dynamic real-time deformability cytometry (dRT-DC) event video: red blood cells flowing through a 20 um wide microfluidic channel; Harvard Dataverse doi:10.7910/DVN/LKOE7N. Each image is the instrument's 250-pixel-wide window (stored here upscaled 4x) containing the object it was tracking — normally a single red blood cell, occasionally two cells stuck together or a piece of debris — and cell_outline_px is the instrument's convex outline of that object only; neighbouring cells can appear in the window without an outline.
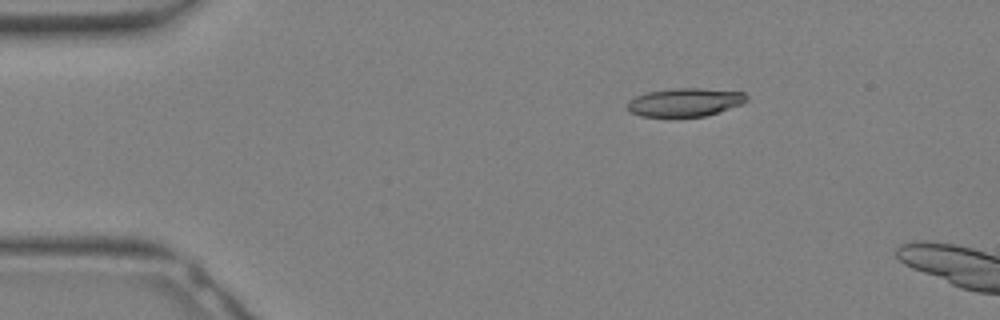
{"species": "Egyptian fruit bat (a non-hibernating species)", "species_latin": "Rousettus aegyptiacus", "temperature_condition": "warm", "stored_images_in_passage": 13, "camera_frame_rate_fps": 3000, "um_per_image_px": 0.085, "animal": {"sex": "female"}, "frame": {"image": 1, "passage_image": 1, "time_ms": 0.0, "image_size_px": [1000, 320], "cell_outline_px": [[748, 100], [744, 104], [708, 116], [640, 116], [632, 112], [628, 108], [628, 100], [636, 96], [648, 92], [676, 88], [700, 88], [744, 92], [748, 96]], "centroid_in_image_um": [58.29, 8.69], "position_along_channel_um": 26.7, "area_um2": 19.71}}
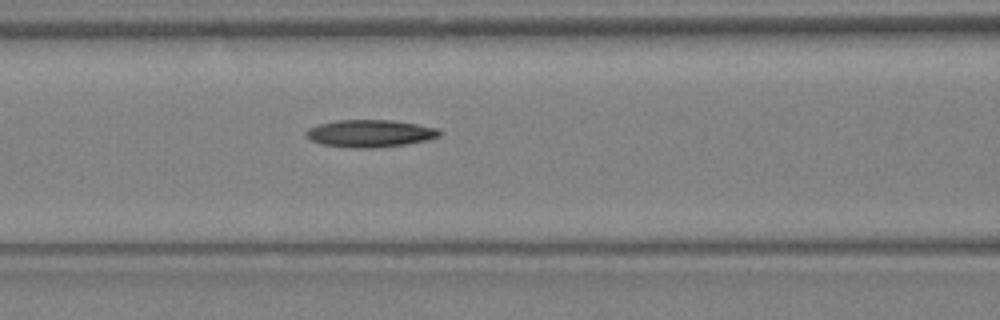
{"frame": {"image": 2, "passage_image": 9, "time_ms": 2.667, "image_size_px": [1000, 320], "cell_outline_px": [[440, 136], [428, 140], [404, 144], [372, 148], [348, 148], [320, 144], [312, 140], [304, 132], [308, 128], [320, 124], [336, 120], [392, 120], [416, 124], [436, 128], [440, 132]], "centroid_in_image_um": [31.42, 11.34], "position_along_channel_um": 135.2, "area_um2": 21.15}}
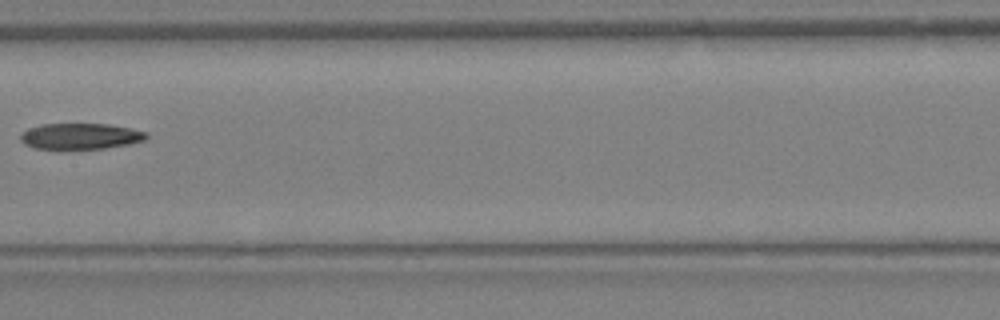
{"frame": {"image": 3, "passage_image": 12, "time_ms": 3.667, "image_size_px": [1000, 320], "cell_outline_px": [[148, 136], [144, 140], [128, 144], [104, 148], [60, 152], [56, 152], [32, 148], [24, 144], [20, 140], [20, 136], [28, 128], [40, 124], [108, 124], [148, 132]], "centroid_in_image_um": [6.74, 11.63], "position_along_channel_um": 200.7, "area_um2": 19.88}}